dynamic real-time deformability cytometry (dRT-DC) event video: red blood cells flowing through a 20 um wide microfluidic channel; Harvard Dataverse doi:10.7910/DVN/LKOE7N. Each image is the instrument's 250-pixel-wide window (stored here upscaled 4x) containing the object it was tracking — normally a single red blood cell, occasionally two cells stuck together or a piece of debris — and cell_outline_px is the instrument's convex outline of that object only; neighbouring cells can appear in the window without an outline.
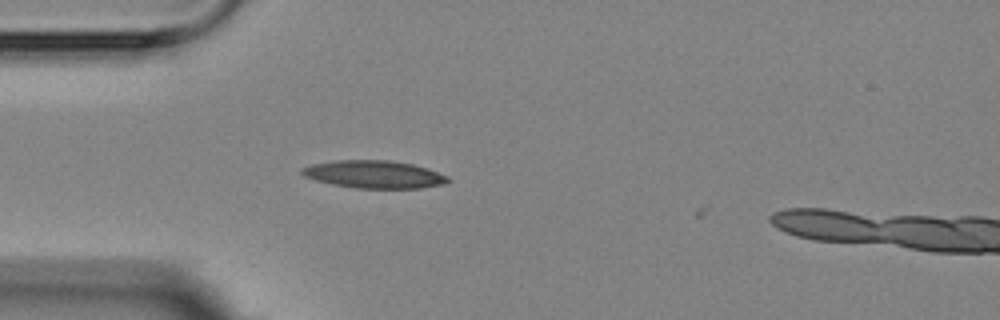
{"species": "Egyptian fruit bat (a non-hibernating species)", "species_latin": "Rousettus aegyptiacus", "temperature_condition": "room temperature", "stored_images_in_passage": 2, "camera_frame_rate_fps": 3000, "um_per_image_px": 0.085, "animal": {"sex": "female"}, "frame": {"image": 1, "passage_image": 1, "time_ms": 0.0, "image_size_px": [1000, 320], "cell_outline_px": [[452, 180], [444, 184], [420, 188], [356, 188], [332, 184], [316, 180], [304, 176], [300, 172], [300, 168], [312, 164], [336, 160], [388, 160], [412, 164], [428, 168], [448, 176]], "centroid_in_image_um": [31.81, 14.82], "position_along_channel_um": 53.2, "area_um2": 23.58}}